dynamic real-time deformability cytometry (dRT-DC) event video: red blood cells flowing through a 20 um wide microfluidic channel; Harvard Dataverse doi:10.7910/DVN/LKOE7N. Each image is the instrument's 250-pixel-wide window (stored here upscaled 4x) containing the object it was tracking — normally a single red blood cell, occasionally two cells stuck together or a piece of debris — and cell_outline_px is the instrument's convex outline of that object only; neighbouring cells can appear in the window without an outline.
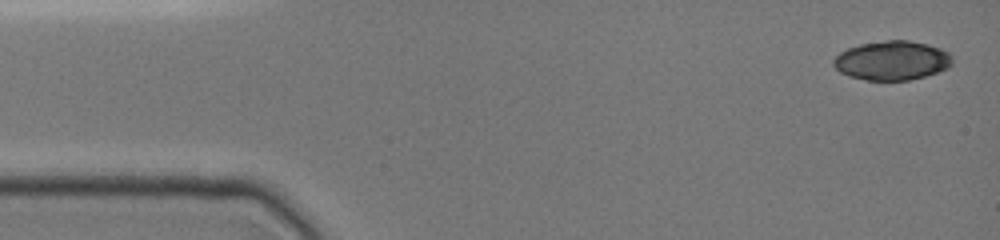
{"species": "common noctule bat (a hibernating species)", "species_latin": "Nyctalus noctula", "temperature_condition": "cold", "stored_images_in_passage": 5, "camera_frame_rate_fps": 3000, "um_per_image_px": 0.085, "animal": {"sex": "female", "body_mass_g": 19.0, "forearm_length_mm": 51.5}, "frame": {"image": 1, "passage_image": 1, "time_ms": 0.0, "image_size_px": [1000, 240], "cell_outline_px": [[952, 64], [948, 68], [924, 76], [908, 80], [868, 80], [848, 76], [840, 72], [832, 64], [832, 60], [840, 52], [848, 48], [860, 44], [888, 40], [908, 40], [928, 44], [940, 48], [948, 52], [952, 56]], "centroid_in_image_um": [75.81, 5.14], "position_along_channel_um": 9.2, "area_um2": 27.11}}
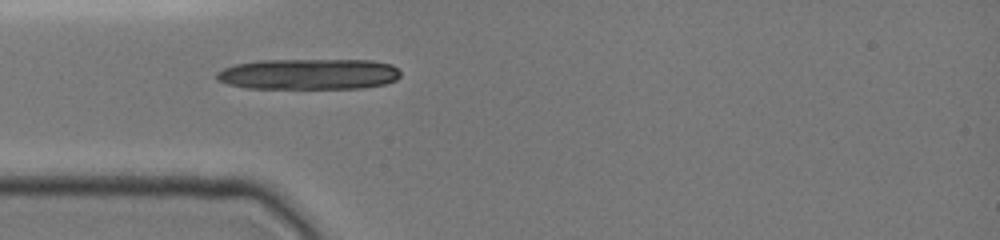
{"frame": {"image": 2, "passage_image": 5, "time_ms": 4.0, "image_size_px": [1000, 240], "cell_outline_px": [[400, 76], [396, 80], [384, 84], [364, 88], [244, 88], [228, 84], [216, 80], [216, 72], [224, 68], [236, 64], [256, 60], [372, 60], [392, 64], [400, 72]], "centroid_in_image_um": [26.23, 6.3], "position_along_channel_um": 58.8, "area_um2": 33.23}}